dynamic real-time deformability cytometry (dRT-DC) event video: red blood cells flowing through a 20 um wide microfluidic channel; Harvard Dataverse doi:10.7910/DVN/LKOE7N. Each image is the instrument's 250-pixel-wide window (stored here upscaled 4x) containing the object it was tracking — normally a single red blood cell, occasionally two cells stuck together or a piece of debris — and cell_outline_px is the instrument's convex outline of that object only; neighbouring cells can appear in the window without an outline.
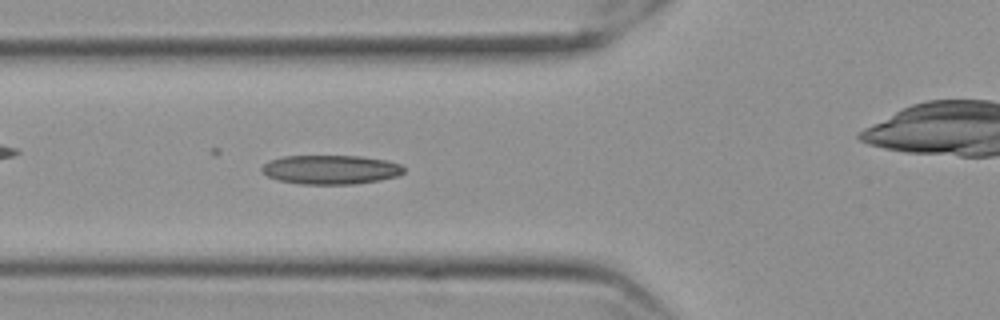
{"species": "Egyptian fruit bat (a non-hibernating species)", "species_latin": "Rousettus aegyptiacus", "temperature_condition": "cold", "stored_images_in_passage": 57, "camera_frame_rate_fps": 3000, "um_per_image_px": 0.085, "frame": {"image": 1, "passage_image": 21, "time_ms": 6.667, "image_size_px": [1000, 320], "cell_outline_px": [[404, 172], [396, 176], [380, 180], [356, 184], [300, 184], [276, 180], [268, 176], [260, 168], [268, 160], [284, 156], [360, 156], [384, 160], [400, 164], [404, 168]], "centroid_in_image_um": [28.08, 14.42], "position_along_channel_um": 97.7, "area_um2": 24.1}}
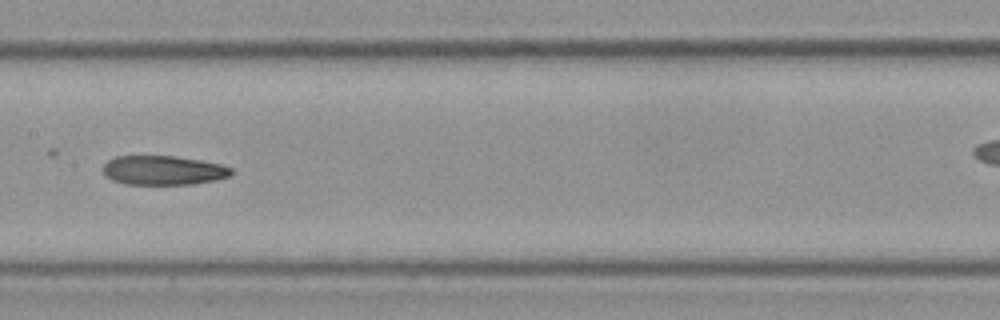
{"frame": {"image": 2, "passage_image": 29, "time_ms": 9.333, "image_size_px": [1000, 320], "cell_outline_px": [[232, 172], [228, 176], [216, 180], [192, 184], [124, 184], [112, 180], [104, 172], [104, 164], [108, 160], [116, 156], [176, 156], [200, 160], [220, 164], [232, 168]], "centroid_in_image_um": [13.88, 14.47], "position_along_channel_um": 193.5, "area_um2": 21.73}}
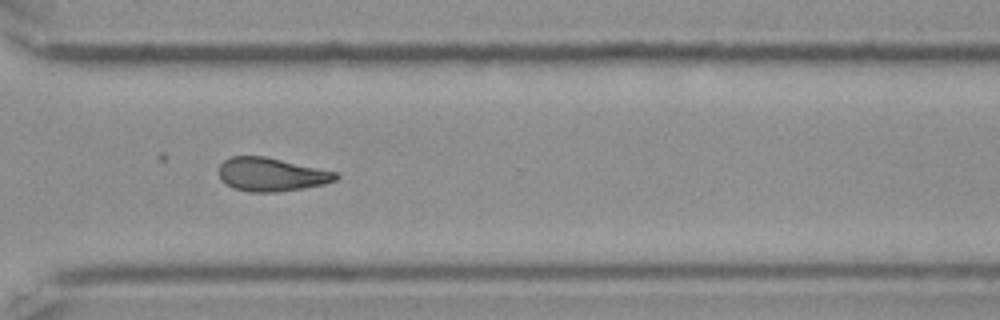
{"frame": {"image": 3, "passage_image": 42, "time_ms": 13.667, "image_size_px": [1000, 320], "cell_outline_px": [[340, 176], [336, 180], [324, 184], [304, 188], [276, 192], [248, 192], [236, 188], [220, 180], [220, 164], [224, 160], [232, 156], [264, 156], [336, 172]], "centroid_in_image_um": [23.07, 14.83], "position_along_channel_um": 347.5, "area_um2": 22.6}}